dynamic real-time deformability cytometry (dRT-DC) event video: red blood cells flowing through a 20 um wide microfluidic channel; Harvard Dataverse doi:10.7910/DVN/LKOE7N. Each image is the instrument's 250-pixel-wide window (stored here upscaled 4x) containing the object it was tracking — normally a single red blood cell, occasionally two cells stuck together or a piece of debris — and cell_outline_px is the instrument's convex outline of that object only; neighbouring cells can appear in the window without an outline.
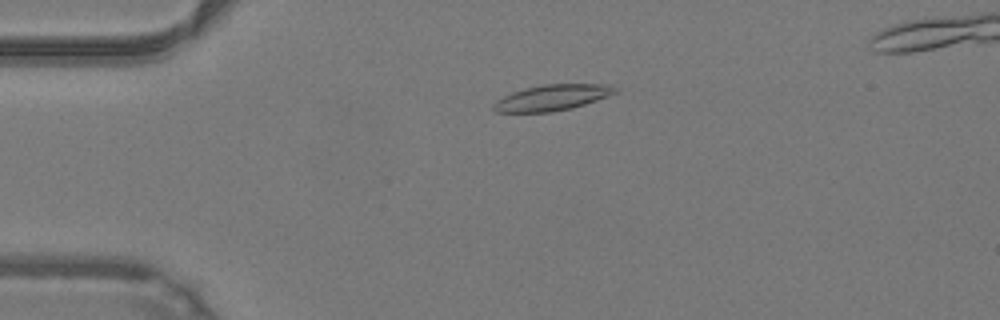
{"species": "common noctule bat (a hibernating species)", "species_latin": "Nyctalus noctula", "temperature_condition": "warm", "stored_images_in_passage": 42, "camera_frame_rate_fps": 3000, "um_per_image_px": 0.085, "animal": {"sex": "male", "body_mass_g": 19.2, "forearm_length_mm": 51.8}, "frame": {"image": 1, "passage_image": 5, "time_ms": 1.333, "image_size_px": [1000, 320], "cell_outline_px": [[620, 92], [572, 108], [552, 112], [496, 112], [492, 108], [492, 104], [496, 100], [512, 92], [524, 88], [544, 84], [612, 84], [620, 88]], "centroid_in_image_um": [46.98, 8.28], "position_along_channel_um": 38.0, "area_um2": 18.55}}
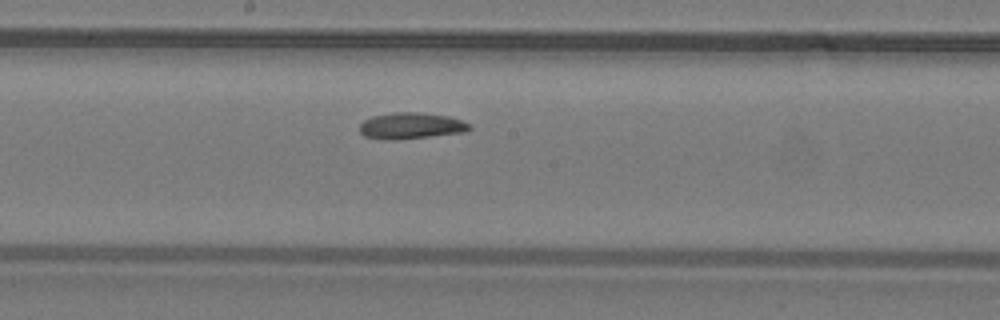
{"frame": {"image": 2, "passage_image": 20, "time_ms": 6.333, "image_size_px": [1000, 320], "cell_outline_px": [[472, 128], [464, 132], [396, 140], [384, 140], [364, 136], [360, 132], [360, 124], [364, 120], [372, 116], [392, 112], [420, 112], [448, 116], [472, 124]], "centroid_in_image_um": [34.92, 10.69], "position_along_channel_um": 213.3, "area_um2": 16.94}}
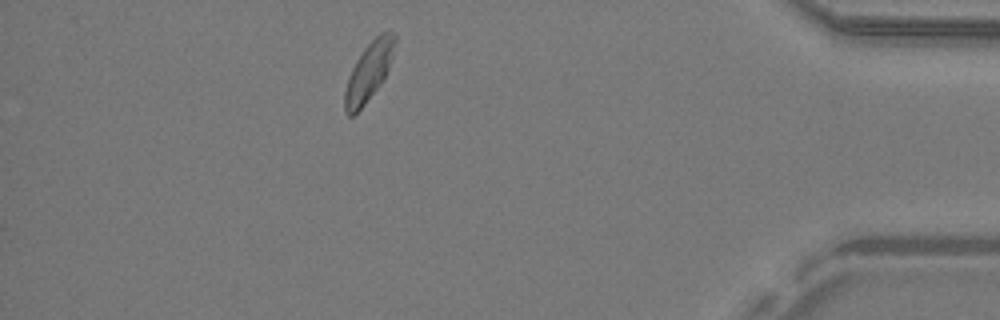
{"frame": {"image": 3, "passage_image": 37, "time_ms": 12.0, "image_size_px": [1000, 320], "cell_outline_px": [[396, 40], [392, 56], [388, 68], [380, 84], [364, 104], [352, 116], [348, 116], [344, 112], [344, 92], [348, 76], [356, 60], [364, 48], [380, 32], [388, 28], [396, 36]], "centroid_in_image_um": [31.33, 6.05], "position_along_channel_um": 403.9, "area_um2": 16.94}}